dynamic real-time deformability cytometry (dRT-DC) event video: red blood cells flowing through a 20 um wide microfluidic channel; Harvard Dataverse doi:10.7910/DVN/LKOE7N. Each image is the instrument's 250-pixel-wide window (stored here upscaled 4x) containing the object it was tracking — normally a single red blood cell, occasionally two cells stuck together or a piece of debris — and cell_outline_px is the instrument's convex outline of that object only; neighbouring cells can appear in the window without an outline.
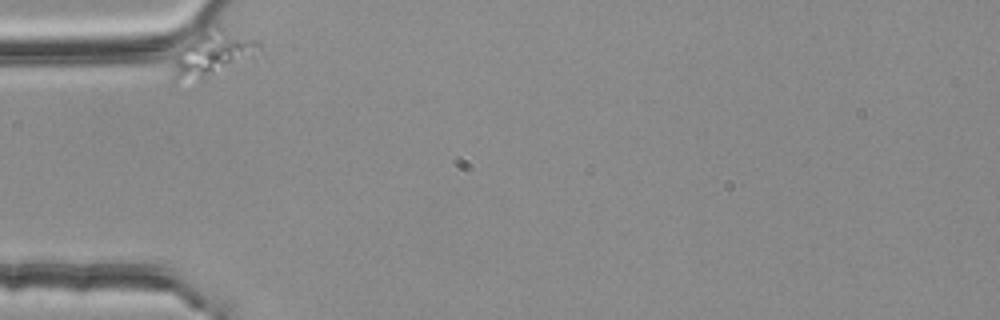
{"species": "common noctule bat (a hibernating species)", "species_latin": "Nyctalus noctula", "temperature_condition": "room temperature", "stored_images_in_passage": 38, "camera_frame_rate_fps": 3000, "um_per_image_px": 0.085, "animal": {"sex": "female", "body_mass_g": 25.1}, "frame": {"image": 1, "passage_image": 1, "time_ms": 0.0, "image_size_px": [1000, 320], "cell_outline_px": [[260, 48], [204, 80], [172, 80], [172, 56], [188, 40], [200, 32], [204, 32], [256, 40], [260, 44]], "centroid_in_image_um": [17.8, 4.7], "position_along_channel_um": 67.2, "area_um2": 20.06}}
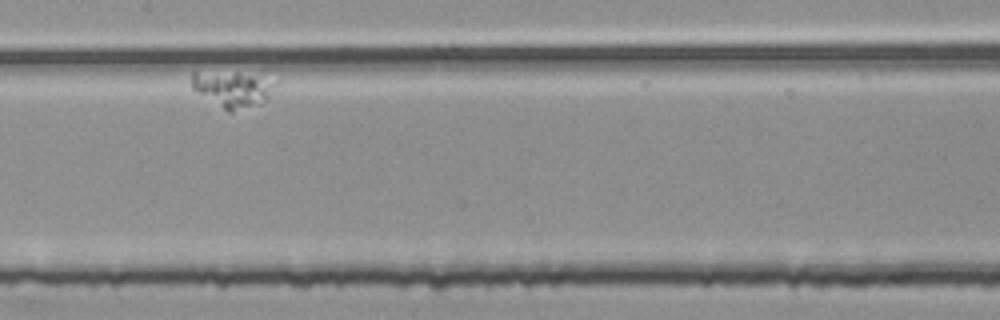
{"frame": {"image": 2, "passage_image": 16, "time_ms": 5.0, "image_size_px": [1000, 320], "cell_outline_px": [[280, 80], [268, 96], [260, 104], [232, 112], [228, 112], [192, 88], [192, 72], [236, 72]], "centroid_in_image_um": [19.82, 7.55], "position_along_channel_um": 187.6, "area_um2": 17.46}}
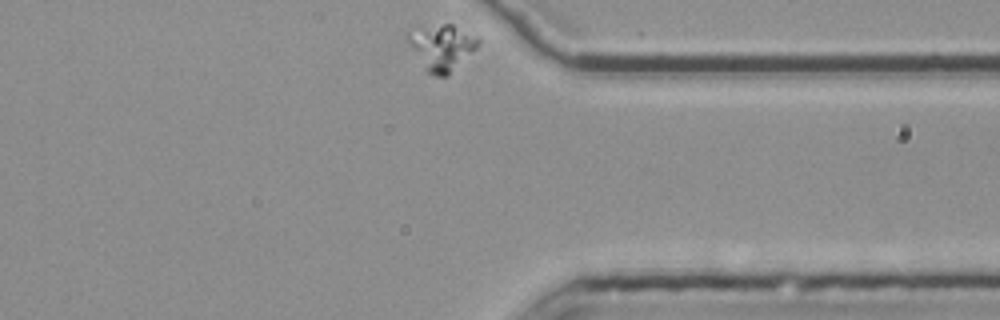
{"frame": {"image": 3, "passage_image": 38, "time_ms": 12.333, "image_size_px": [1000, 320], "cell_outline_px": [[480, 40], [476, 48], [448, 76], [436, 76], [428, 72], [408, 44], [408, 32], [444, 24], [452, 24], [480, 36]], "centroid_in_image_um": [37.61, 4.03], "position_along_channel_um": 373.8, "area_um2": 18.32}}